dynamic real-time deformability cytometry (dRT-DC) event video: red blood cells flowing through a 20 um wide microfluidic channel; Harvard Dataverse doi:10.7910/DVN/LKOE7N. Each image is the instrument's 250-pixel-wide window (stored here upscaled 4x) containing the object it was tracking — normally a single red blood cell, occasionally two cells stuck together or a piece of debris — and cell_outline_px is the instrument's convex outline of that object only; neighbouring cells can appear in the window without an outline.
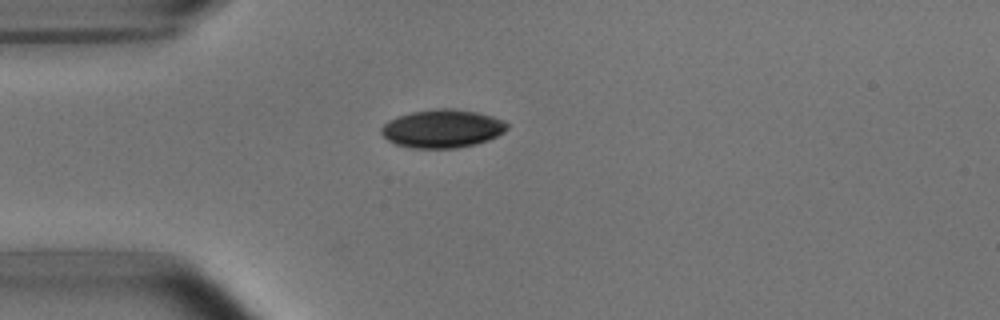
{"species": "common noctule bat (a hibernating species)", "species_latin": "Nyctalus noctula", "temperature_condition": "room temperature", "stored_images_in_passage": 1, "camera_frame_rate_fps": 3000, "um_per_image_px": 0.085, "animal": {"sex": "male", "body_mass_g": 15.6}, "frame": {"image": 1, "passage_image": 1, "time_ms": 0.0, "image_size_px": [1000, 320], "cell_outline_px": [[508, 128], [504, 132], [488, 140], [476, 144], [456, 148], [408, 148], [396, 144], [388, 140], [380, 132], [380, 128], [388, 120], [412, 112], [436, 108], [452, 108], [476, 112], [492, 116], [504, 120], [508, 124]], "centroid_in_image_um": [37.6, 10.93], "position_along_channel_um": 47.4, "area_um2": 28.09}}